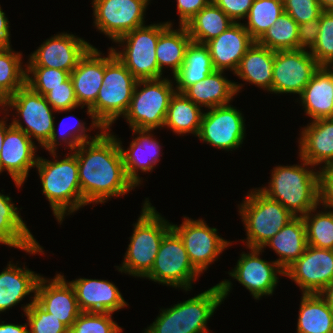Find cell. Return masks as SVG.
<instances>
[{
	"mask_svg": "<svg viewBox=\"0 0 333 333\" xmlns=\"http://www.w3.org/2000/svg\"><path fill=\"white\" fill-rule=\"evenodd\" d=\"M309 52L320 66H333V11L321 13L319 35Z\"/></svg>",
	"mask_w": 333,
	"mask_h": 333,
	"instance_id": "cell-43",
	"label": "cell"
},
{
	"mask_svg": "<svg viewBox=\"0 0 333 333\" xmlns=\"http://www.w3.org/2000/svg\"><path fill=\"white\" fill-rule=\"evenodd\" d=\"M141 85L144 86L142 89ZM167 78L138 80L124 118L131 129L155 130L164 127L169 102L176 89Z\"/></svg>",
	"mask_w": 333,
	"mask_h": 333,
	"instance_id": "cell-9",
	"label": "cell"
},
{
	"mask_svg": "<svg viewBox=\"0 0 333 333\" xmlns=\"http://www.w3.org/2000/svg\"><path fill=\"white\" fill-rule=\"evenodd\" d=\"M250 253H242L236 267L229 273L259 300L264 295H272L278 283L279 275H285L276 261L271 263L259 257L262 249L250 248Z\"/></svg>",
	"mask_w": 333,
	"mask_h": 333,
	"instance_id": "cell-17",
	"label": "cell"
},
{
	"mask_svg": "<svg viewBox=\"0 0 333 333\" xmlns=\"http://www.w3.org/2000/svg\"><path fill=\"white\" fill-rule=\"evenodd\" d=\"M92 45L73 34L52 36L34 51L27 66L56 68L71 73Z\"/></svg>",
	"mask_w": 333,
	"mask_h": 333,
	"instance_id": "cell-18",
	"label": "cell"
},
{
	"mask_svg": "<svg viewBox=\"0 0 333 333\" xmlns=\"http://www.w3.org/2000/svg\"><path fill=\"white\" fill-rule=\"evenodd\" d=\"M299 96L312 121L333 118V66H319Z\"/></svg>",
	"mask_w": 333,
	"mask_h": 333,
	"instance_id": "cell-25",
	"label": "cell"
},
{
	"mask_svg": "<svg viewBox=\"0 0 333 333\" xmlns=\"http://www.w3.org/2000/svg\"><path fill=\"white\" fill-rule=\"evenodd\" d=\"M44 97L54 109V112H67L79 107L70 77L60 86L52 88Z\"/></svg>",
	"mask_w": 333,
	"mask_h": 333,
	"instance_id": "cell-46",
	"label": "cell"
},
{
	"mask_svg": "<svg viewBox=\"0 0 333 333\" xmlns=\"http://www.w3.org/2000/svg\"><path fill=\"white\" fill-rule=\"evenodd\" d=\"M36 302L69 329L81 313L74 287L61 274L55 275L51 280L44 277L39 279Z\"/></svg>",
	"mask_w": 333,
	"mask_h": 333,
	"instance_id": "cell-21",
	"label": "cell"
},
{
	"mask_svg": "<svg viewBox=\"0 0 333 333\" xmlns=\"http://www.w3.org/2000/svg\"><path fill=\"white\" fill-rule=\"evenodd\" d=\"M109 50V55L104 57L103 84L96 102L89 108L94 119L105 130H110L114 121L127 112L138 82L112 49Z\"/></svg>",
	"mask_w": 333,
	"mask_h": 333,
	"instance_id": "cell-6",
	"label": "cell"
},
{
	"mask_svg": "<svg viewBox=\"0 0 333 333\" xmlns=\"http://www.w3.org/2000/svg\"><path fill=\"white\" fill-rule=\"evenodd\" d=\"M285 276L298 284L303 294H320L333 281V250L307 245Z\"/></svg>",
	"mask_w": 333,
	"mask_h": 333,
	"instance_id": "cell-16",
	"label": "cell"
},
{
	"mask_svg": "<svg viewBox=\"0 0 333 333\" xmlns=\"http://www.w3.org/2000/svg\"><path fill=\"white\" fill-rule=\"evenodd\" d=\"M297 333H333V311L318 293L303 294Z\"/></svg>",
	"mask_w": 333,
	"mask_h": 333,
	"instance_id": "cell-32",
	"label": "cell"
},
{
	"mask_svg": "<svg viewBox=\"0 0 333 333\" xmlns=\"http://www.w3.org/2000/svg\"><path fill=\"white\" fill-rule=\"evenodd\" d=\"M6 97L0 92V106L2 107L6 102Z\"/></svg>",
	"mask_w": 333,
	"mask_h": 333,
	"instance_id": "cell-57",
	"label": "cell"
},
{
	"mask_svg": "<svg viewBox=\"0 0 333 333\" xmlns=\"http://www.w3.org/2000/svg\"><path fill=\"white\" fill-rule=\"evenodd\" d=\"M0 333H29L28 325L25 323L23 325L16 324H4V321L0 324Z\"/></svg>",
	"mask_w": 333,
	"mask_h": 333,
	"instance_id": "cell-53",
	"label": "cell"
},
{
	"mask_svg": "<svg viewBox=\"0 0 333 333\" xmlns=\"http://www.w3.org/2000/svg\"><path fill=\"white\" fill-rule=\"evenodd\" d=\"M200 108L184 93L175 91L169 102L164 127L172 129L175 134L192 133L197 136L204 114Z\"/></svg>",
	"mask_w": 333,
	"mask_h": 333,
	"instance_id": "cell-35",
	"label": "cell"
},
{
	"mask_svg": "<svg viewBox=\"0 0 333 333\" xmlns=\"http://www.w3.org/2000/svg\"><path fill=\"white\" fill-rule=\"evenodd\" d=\"M211 2L212 0H177L179 26H185L191 18Z\"/></svg>",
	"mask_w": 333,
	"mask_h": 333,
	"instance_id": "cell-51",
	"label": "cell"
},
{
	"mask_svg": "<svg viewBox=\"0 0 333 333\" xmlns=\"http://www.w3.org/2000/svg\"><path fill=\"white\" fill-rule=\"evenodd\" d=\"M11 197L0 193V243L19 248L26 253H43V248L34 239Z\"/></svg>",
	"mask_w": 333,
	"mask_h": 333,
	"instance_id": "cell-27",
	"label": "cell"
},
{
	"mask_svg": "<svg viewBox=\"0 0 333 333\" xmlns=\"http://www.w3.org/2000/svg\"><path fill=\"white\" fill-rule=\"evenodd\" d=\"M275 51L256 41L242 57L235 75L271 92Z\"/></svg>",
	"mask_w": 333,
	"mask_h": 333,
	"instance_id": "cell-31",
	"label": "cell"
},
{
	"mask_svg": "<svg viewBox=\"0 0 333 333\" xmlns=\"http://www.w3.org/2000/svg\"><path fill=\"white\" fill-rule=\"evenodd\" d=\"M9 21L0 6V48L10 47Z\"/></svg>",
	"mask_w": 333,
	"mask_h": 333,
	"instance_id": "cell-52",
	"label": "cell"
},
{
	"mask_svg": "<svg viewBox=\"0 0 333 333\" xmlns=\"http://www.w3.org/2000/svg\"><path fill=\"white\" fill-rule=\"evenodd\" d=\"M244 120L241 111L229 104L210 108L203 114L197 137L219 149L235 150L245 138Z\"/></svg>",
	"mask_w": 333,
	"mask_h": 333,
	"instance_id": "cell-15",
	"label": "cell"
},
{
	"mask_svg": "<svg viewBox=\"0 0 333 333\" xmlns=\"http://www.w3.org/2000/svg\"><path fill=\"white\" fill-rule=\"evenodd\" d=\"M19 52L10 47L0 48V92L6 97L12 96L26 85V69L22 68Z\"/></svg>",
	"mask_w": 333,
	"mask_h": 333,
	"instance_id": "cell-39",
	"label": "cell"
},
{
	"mask_svg": "<svg viewBox=\"0 0 333 333\" xmlns=\"http://www.w3.org/2000/svg\"><path fill=\"white\" fill-rule=\"evenodd\" d=\"M301 160V165L276 166L272 170L268 188H259L268 198L280 202L295 217H303L309 210L320 205L319 171L309 169L308 166L312 168L313 165Z\"/></svg>",
	"mask_w": 333,
	"mask_h": 333,
	"instance_id": "cell-3",
	"label": "cell"
},
{
	"mask_svg": "<svg viewBox=\"0 0 333 333\" xmlns=\"http://www.w3.org/2000/svg\"><path fill=\"white\" fill-rule=\"evenodd\" d=\"M298 23L286 12L256 41L273 51L298 49Z\"/></svg>",
	"mask_w": 333,
	"mask_h": 333,
	"instance_id": "cell-37",
	"label": "cell"
},
{
	"mask_svg": "<svg viewBox=\"0 0 333 333\" xmlns=\"http://www.w3.org/2000/svg\"><path fill=\"white\" fill-rule=\"evenodd\" d=\"M201 273L192 265L183 241L171 229L163 238L151 271L145 276L154 282L186 291Z\"/></svg>",
	"mask_w": 333,
	"mask_h": 333,
	"instance_id": "cell-10",
	"label": "cell"
},
{
	"mask_svg": "<svg viewBox=\"0 0 333 333\" xmlns=\"http://www.w3.org/2000/svg\"><path fill=\"white\" fill-rule=\"evenodd\" d=\"M33 140L12 124L7 128L0 153V173L6 170L17 188L23 185L31 167L37 164Z\"/></svg>",
	"mask_w": 333,
	"mask_h": 333,
	"instance_id": "cell-19",
	"label": "cell"
},
{
	"mask_svg": "<svg viewBox=\"0 0 333 333\" xmlns=\"http://www.w3.org/2000/svg\"><path fill=\"white\" fill-rule=\"evenodd\" d=\"M224 71L214 70L205 79L189 86L183 93L196 105L205 108L228 105L239 93L242 85L231 82L222 75Z\"/></svg>",
	"mask_w": 333,
	"mask_h": 333,
	"instance_id": "cell-28",
	"label": "cell"
},
{
	"mask_svg": "<svg viewBox=\"0 0 333 333\" xmlns=\"http://www.w3.org/2000/svg\"><path fill=\"white\" fill-rule=\"evenodd\" d=\"M146 198L142 213L134 225L130 244L119 271L137 277H145L153 267L164 236L172 229Z\"/></svg>",
	"mask_w": 333,
	"mask_h": 333,
	"instance_id": "cell-5",
	"label": "cell"
},
{
	"mask_svg": "<svg viewBox=\"0 0 333 333\" xmlns=\"http://www.w3.org/2000/svg\"><path fill=\"white\" fill-rule=\"evenodd\" d=\"M9 126L6 125V122L5 120H0V153H1V148H2V145H3V141H4V138H5V134H6V131H7V128Z\"/></svg>",
	"mask_w": 333,
	"mask_h": 333,
	"instance_id": "cell-55",
	"label": "cell"
},
{
	"mask_svg": "<svg viewBox=\"0 0 333 333\" xmlns=\"http://www.w3.org/2000/svg\"><path fill=\"white\" fill-rule=\"evenodd\" d=\"M171 22L144 25L123 35L115 42L124 44L122 51L112 48L114 55L126 66L137 80L159 79L162 71L156 58L159 35ZM125 50V51H124Z\"/></svg>",
	"mask_w": 333,
	"mask_h": 333,
	"instance_id": "cell-8",
	"label": "cell"
},
{
	"mask_svg": "<svg viewBox=\"0 0 333 333\" xmlns=\"http://www.w3.org/2000/svg\"><path fill=\"white\" fill-rule=\"evenodd\" d=\"M319 22L318 19L302 23L298 26V49L309 50L314 46L319 35Z\"/></svg>",
	"mask_w": 333,
	"mask_h": 333,
	"instance_id": "cell-50",
	"label": "cell"
},
{
	"mask_svg": "<svg viewBox=\"0 0 333 333\" xmlns=\"http://www.w3.org/2000/svg\"><path fill=\"white\" fill-rule=\"evenodd\" d=\"M323 11H333V0H318Z\"/></svg>",
	"mask_w": 333,
	"mask_h": 333,
	"instance_id": "cell-56",
	"label": "cell"
},
{
	"mask_svg": "<svg viewBox=\"0 0 333 333\" xmlns=\"http://www.w3.org/2000/svg\"><path fill=\"white\" fill-rule=\"evenodd\" d=\"M333 311V281L320 293Z\"/></svg>",
	"mask_w": 333,
	"mask_h": 333,
	"instance_id": "cell-54",
	"label": "cell"
},
{
	"mask_svg": "<svg viewBox=\"0 0 333 333\" xmlns=\"http://www.w3.org/2000/svg\"><path fill=\"white\" fill-rule=\"evenodd\" d=\"M66 120L62 119L61 123H60V128L63 125V121ZM77 123V124H76ZM76 125L74 124V126H71L70 129L68 128V130L66 131H61V138H57L58 134L56 132V128H55V124H54V128L50 137L49 142L44 146V148L46 150L49 151V153H51V155H53L54 158H56V146L59 144L58 139L62 140L63 142H65L70 148V151L75 150L80 144L84 143V142H88L90 140L95 139L99 134H96L95 136H93L91 138V136H88L87 134H85L88 130L91 131L89 128L85 127V123L81 122V121H77L76 120ZM63 127V126H62ZM60 132V131H59ZM65 134V135H64ZM91 138V139H90Z\"/></svg>",
	"mask_w": 333,
	"mask_h": 333,
	"instance_id": "cell-45",
	"label": "cell"
},
{
	"mask_svg": "<svg viewBox=\"0 0 333 333\" xmlns=\"http://www.w3.org/2000/svg\"><path fill=\"white\" fill-rule=\"evenodd\" d=\"M150 0H93L94 26L115 42L144 26V12Z\"/></svg>",
	"mask_w": 333,
	"mask_h": 333,
	"instance_id": "cell-12",
	"label": "cell"
},
{
	"mask_svg": "<svg viewBox=\"0 0 333 333\" xmlns=\"http://www.w3.org/2000/svg\"><path fill=\"white\" fill-rule=\"evenodd\" d=\"M239 206L247 232L246 246L261 249L293 216L280 202L268 198L259 188L252 190Z\"/></svg>",
	"mask_w": 333,
	"mask_h": 333,
	"instance_id": "cell-7",
	"label": "cell"
},
{
	"mask_svg": "<svg viewBox=\"0 0 333 333\" xmlns=\"http://www.w3.org/2000/svg\"><path fill=\"white\" fill-rule=\"evenodd\" d=\"M112 313L81 312L69 333H120L122 328L112 319Z\"/></svg>",
	"mask_w": 333,
	"mask_h": 333,
	"instance_id": "cell-44",
	"label": "cell"
},
{
	"mask_svg": "<svg viewBox=\"0 0 333 333\" xmlns=\"http://www.w3.org/2000/svg\"><path fill=\"white\" fill-rule=\"evenodd\" d=\"M70 284L81 312L113 313L128 305L115 284L107 280L79 278Z\"/></svg>",
	"mask_w": 333,
	"mask_h": 333,
	"instance_id": "cell-23",
	"label": "cell"
},
{
	"mask_svg": "<svg viewBox=\"0 0 333 333\" xmlns=\"http://www.w3.org/2000/svg\"><path fill=\"white\" fill-rule=\"evenodd\" d=\"M271 246L279 259L275 260L279 266L286 270L305 251L307 247L306 225L303 217H294L265 245Z\"/></svg>",
	"mask_w": 333,
	"mask_h": 333,
	"instance_id": "cell-29",
	"label": "cell"
},
{
	"mask_svg": "<svg viewBox=\"0 0 333 333\" xmlns=\"http://www.w3.org/2000/svg\"><path fill=\"white\" fill-rule=\"evenodd\" d=\"M25 316H27V325L29 333H69V328L59 319L52 316L36 302V295L32 302L23 307Z\"/></svg>",
	"mask_w": 333,
	"mask_h": 333,
	"instance_id": "cell-41",
	"label": "cell"
},
{
	"mask_svg": "<svg viewBox=\"0 0 333 333\" xmlns=\"http://www.w3.org/2000/svg\"><path fill=\"white\" fill-rule=\"evenodd\" d=\"M321 169L319 170V204L322 203L326 210L333 208V163L326 164Z\"/></svg>",
	"mask_w": 333,
	"mask_h": 333,
	"instance_id": "cell-48",
	"label": "cell"
},
{
	"mask_svg": "<svg viewBox=\"0 0 333 333\" xmlns=\"http://www.w3.org/2000/svg\"><path fill=\"white\" fill-rule=\"evenodd\" d=\"M171 28L169 25L159 35L155 52L159 69L163 72L164 66H168L174 76L184 63L186 49L192 40L185 26L178 30Z\"/></svg>",
	"mask_w": 333,
	"mask_h": 333,
	"instance_id": "cell-36",
	"label": "cell"
},
{
	"mask_svg": "<svg viewBox=\"0 0 333 333\" xmlns=\"http://www.w3.org/2000/svg\"><path fill=\"white\" fill-rule=\"evenodd\" d=\"M26 85L34 92L45 95L52 88L60 86L69 77L70 73L65 70L48 68L43 66H27L26 68ZM29 74H32L30 77Z\"/></svg>",
	"mask_w": 333,
	"mask_h": 333,
	"instance_id": "cell-42",
	"label": "cell"
},
{
	"mask_svg": "<svg viewBox=\"0 0 333 333\" xmlns=\"http://www.w3.org/2000/svg\"><path fill=\"white\" fill-rule=\"evenodd\" d=\"M97 48L92 46L78 61L77 66L70 73L74 93L81 108L87 106V114L91 116L92 128L104 129L94 119L90 107L96 102L99 89L103 84L104 57Z\"/></svg>",
	"mask_w": 333,
	"mask_h": 333,
	"instance_id": "cell-20",
	"label": "cell"
},
{
	"mask_svg": "<svg viewBox=\"0 0 333 333\" xmlns=\"http://www.w3.org/2000/svg\"><path fill=\"white\" fill-rule=\"evenodd\" d=\"M244 24L236 22L219 36L205 43L215 70L230 69L235 72L242 57L255 42Z\"/></svg>",
	"mask_w": 333,
	"mask_h": 333,
	"instance_id": "cell-22",
	"label": "cell"
},
{
	"mask_svg": "<svg viewBox=\"0 0 333 333\" xmlns=\"http://www.w3.org/2000/svg\"><path fill=\"white\" fill-rule=\"evenodd\" d=\"M319 66L306 49L275 51L271 92L300 95Z\"/></svg>",
	"mask_w": 333,
	"mask_h": 333,
	"instance_id": "cell-14",
	"label": "cell"
},
{
	"mask_svg": "<svg viewBox=\"0 0 333 333\" xmlns=\"http://www.w3.org/2000/svg\"><path fill=\"white\" fill-rule=\"evenodd\" d=\"M172 229L183 241L192 265L203 273L213 263L225 248L230 246L227 240L217 235V229L209 227L204 220H191L184 217L178 227L171 224Z\"/></svg>",
	"mask_w": 333,
	"mask_h": 333,
	"instance_id": "cell-13",
	"label": "cell"
},
{
	"mask_svg": "<svg viewBox=\"0 0 333 333\" xmlns=\"http://www.w3.org/2000/svg\"><path fill=\"white\" fill-rule=\"evenodd\" d=\"M300 159L313 166L333 163V118L318 119L301 131Z\"/></svg>",
	"mask_w": 333,
	"mask_h": 333,
	"instance_id": "cell-26",
	"label": "cell"
},
{
	"mask_svg": "<svg viewBox=\"0 0 333 333\" xmlns=\"http://www.w3.org/2000/svg\"><path fill=\"white\" fill-rule=\"evenodd\" d=\"M0 273V312H4L17 305L22 299L34 293L42 277L28 268H20L11 264Z\"/></svg>",
	"mask_w": 333,
	"mask_h": 333,
	"instance_id": "cell-30",
	"label": "cell"
},
{
	"mask_svg": "<svg viewBox=\"0 0 333 333\" xmlns=\"http://www.w3.org/2000/svg\"><path fill=\"white\" fill-rule=\"evenodd\" d=\"M284 12L298 25L318 19L323 12L318 0H283Z\"/></svg>",
	"mask_w": 333,
	"mask_h": 333,
	"instance_id": "cell-47",
	"label": "cell"
},
{
	"mask_svg": "<svg viewBox=\"0 0 333 333\" xmlns=\"http://www.w3.org/2000/svg\"><path fill=\"white\" fill-rule=\"evenodd\" d=\"M318 207L309 210L303 220L306 225L307 245L333 250V211L315 212Z\"/></svg>",
	"mask_w": 333,
	"mask_h": 333,
	"instance_id": "cell-40",
	"label": "cell"
},
{
	"mask_svg": "<svg viewBox=\"0 0 333 333\" xmlns=\"http://www.w3.org/2000/svg\"><path fill=\"white\" fill-rule=\"evenodd\" d=\"M220 9H222L235 23L238 19L247 17L253 0H212ZM237 20V21H236Z\"/></svg>",
	"mask_w": 333,
	"mask_h": 333,
	"instance_id": "cell-49",
	"label": "cell"
},
{
	"mask_svg": "<svg viewBox=\"0 0 333 333\" xmlns=\"http://www.w3.org/2000/svg\"><path fill=\"white\" fill-rule=\"evenodd\" d=\"M53 214L61 224L65 215L88 205L82 196L78 176V162L72 151L62 160L49 161L38 157L36 166ZM68 212V213H67Z\"/></svg>",
	"mask_w": 333,
	"mask_h": 333,
	"instance_id": "cell-4",
	"label": "cell"
},
{
	"mask_svg": "<svg viewBox=\"0 0 333 333\" xmlns=\"http://www.w3.org/2000/svg\"><path fill=\"white\" fill-rule=\"evenodd\" d=\"M111 130L80 144L73 153L78 162L81 193L87 204L105 203L113 196L125 195L135 188L127 178L120 146Z\"/></svg>",
	"mask_w": 333,
	"mask_h": 333,
	"instance_id": "cell-1",
	"label": "cell"
},
{
	"mask_svg": "<svg viewBox=\"0 0 333 333\" xmlns=\"http://www.w3.org/2000/svg\"><path fill=\"white\" fill-rule=\"evenodd\" d=\"M284 12L283 0H253L245 29L257 41Z\"/></svg>",
	"mask_w": 333,
	"mask_h": 333,
	"instance_id": "cell-38",
	"label": "cell"
},
{
	"mask_svg": "<svg viewBox=\"0 0 333 333\" xmlns=\"http://www.w3.org/2000/svg\"><path fill=\"white\" fill-rule=\"evenodd\" d=\"M6 106L16 110L18 117L20 115L23 118L26 127H23L19 118H14L9 124L24 131L31 139L36 138L42 147L49 142L54 128V109L43 95L25 85L6 99L3 107Z\"/></svg>",
	"mask_w": 333,
	"mask_h": 333,
	"instance_id": "cell-11",
	"label": "cell"
},
{
	"mask_svg": "<svg viewBox=\"0 0 333 333\" xmlns=\"http://www.w3.org/2000/svg\"><path fill=\"white\" fill-rule=\"evenodd\" d=\"M231 284L224 280L197 296L162 309L144 333H208L207 322L230 292Z\"/></svg>",
	"mask_w": 333,
	"mask_h": 333,
	"instance_id": "cell-2",
	"label": "cell"
},
{
	"mask_svg": "<svg viewBox=\"0 0 333 333\" xmlns=\"http://www.w3.org/2000/svg\"><path fill=\"white\" fill-rule=\"evenodd\" d=\"M133 134H138L130 143L127 150L123 149L119 139L117 142L123 158L124 169L127 178L137 187L141 184L138 171L151 172L156 163L159 162L161 146L159 142L150 134L151 130L132 129Z\"/></svg>",
	"mask_w": 333,
	"mask_h": 333,
	"instance_id": "cell-24",
	"label": "cell"
},
{
	"mask_svg": "<svg viewBox=\"0 0 333 333\" xmlns=\"http://www.w3.org/2000/svg\"><path fill=\"white\" fill-rule=\"evenodd\" d=\"M214 70L208 47L191 41L185 52L184 63L173 76L177 84L176 91L183 93L189 86L205 79Z\"/></svg>",
	"mask_w": 333,
	"mask_h": 333,
	"instance_id": "cell-33",
	"label": "cell"
},
{
	"mask_svg": "<svg viewBox=\"0 0 333 333\" xmlns=\"http://www.w3.org/2000/svg\"><path fill=\"white\" fill-rule=\"evenodd\" d=\"M235 22L213 1L202 8L185 25L193 42L205 44L219 36Z\"/></svg>",
	"mask_w": 333,
	"mask_h": 333,
	"instance_id": "cell-34",
	"label": "cell"
}]
</instances>
